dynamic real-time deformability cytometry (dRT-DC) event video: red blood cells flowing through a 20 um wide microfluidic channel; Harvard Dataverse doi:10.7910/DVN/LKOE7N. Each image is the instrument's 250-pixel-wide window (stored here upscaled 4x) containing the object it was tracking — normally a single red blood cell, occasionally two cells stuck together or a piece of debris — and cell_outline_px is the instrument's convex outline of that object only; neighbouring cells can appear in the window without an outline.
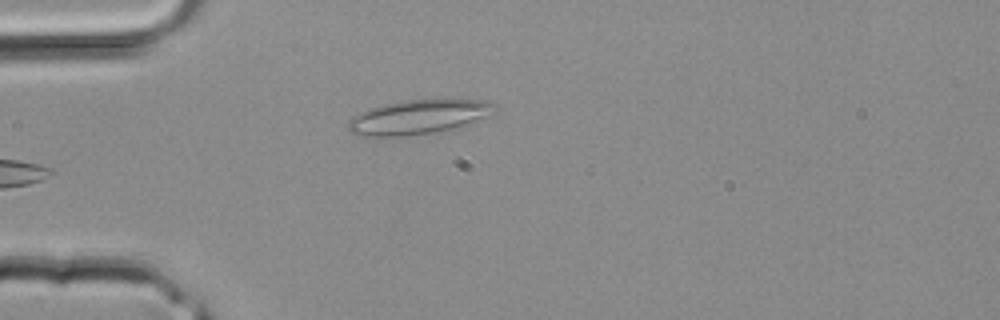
{"species": "common noctule bat (a hibernating species)", "species_latin": "Nyctalus noctula", "temperature_condition": "room temperature", "stored_images_in_passage": 3, "camera_frame_rate_fps": 3000, "um_per_image_px": 0.085, "animal": {"sex": "male", "body_mass_g": 20.4}, "frame": {"image": 1, "passage_image": 3, "time_ms": 0.667, "image_size_px": [1000, 320], "cell_outline_px": [[496, 104], [484, 116], [464, 128], [400, 136], [360, 136], [348, 132], [348, 120], [352, 116], [360, 112], [384, 104], [408, 100], [488, 100]], "centroid_in_image_um": [35.51, 9.96], "position_along_channel_um": 49.5, "area_um2": 29.02}}